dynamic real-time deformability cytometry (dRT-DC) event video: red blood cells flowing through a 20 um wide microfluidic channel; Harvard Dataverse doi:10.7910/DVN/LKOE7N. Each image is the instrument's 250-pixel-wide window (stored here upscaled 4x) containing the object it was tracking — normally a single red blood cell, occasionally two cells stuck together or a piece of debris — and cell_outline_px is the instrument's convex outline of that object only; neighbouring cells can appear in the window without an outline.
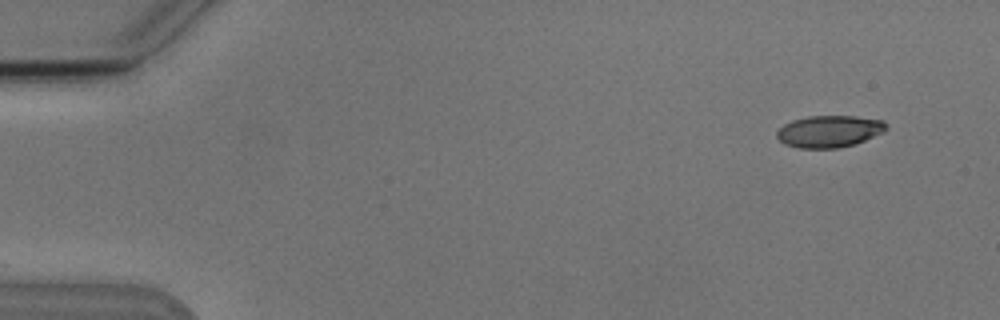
{"species": "Egyptian fruit bat (a non-hibernating species)", "species_latin": "Rousettus aegyptiacus", "temperature_condition": "cold", "stored_images_in_passage": 5, "camera_frame_rate_fps": 3000, "um_per_image_px": 0.085, "animal": {"sex": "male"}, "frame": {"image": 1, "passage_image": 2, "time_ms": 1.333, "image_size_px": [1000, 320], "cell_outline_px": [[888, 128], [884, 132], [856, 144], [840, 148], [800, 148], [784, 144], [776, 136], [776, 132], [784, 124], [792, 120], [808, 116], [856, 116], [884, 120]], "centroid_in_image_um": [70.51, 11.16], "position_along_channel_um": 14.5, "area_um2": 20.52}}